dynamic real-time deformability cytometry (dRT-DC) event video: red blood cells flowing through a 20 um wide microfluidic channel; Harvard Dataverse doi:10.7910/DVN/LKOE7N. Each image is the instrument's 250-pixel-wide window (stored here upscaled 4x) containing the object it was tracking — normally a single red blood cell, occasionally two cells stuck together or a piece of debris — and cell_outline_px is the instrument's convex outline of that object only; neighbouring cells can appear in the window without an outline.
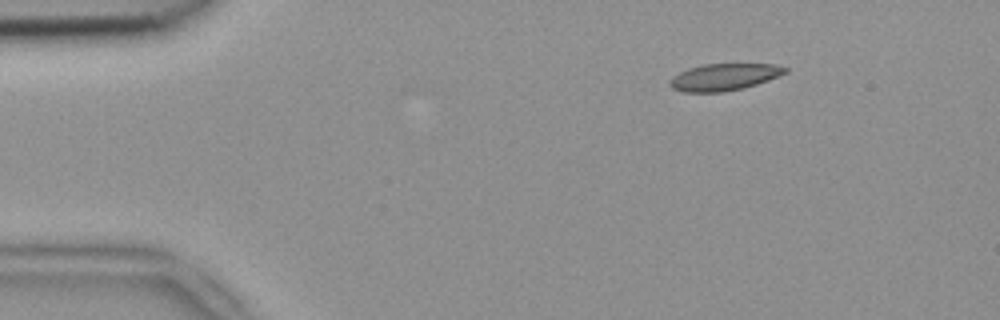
{"species": "common noctule bat (a hibernating species)", "species_latin": "Nyctalus noctula", "temperature_condition": "room temperature", "stored_images_in_passage": 3, "camera_frame_rate_fps": 3000, "um_per_image_px": 0.085, "animal": {"sex": "female", "body_mass_g": 18.4}, "frame": {"image": 1, "passage_image": 1, "time_ms": 0.0, "image_size_px": [1000, 320], "cell_outline_px": [[788, 72], [768, 80], [744, 88], [724, 92], [680, 92], [672, 88], [668, 84], [672, 76], [688, 68], [704, 64], [776, 64], [788, 68]], "centroid_in_image_um": [61.53, 6.55], "position_along_channel_um": 23.5, "area_um2": 18.21}}
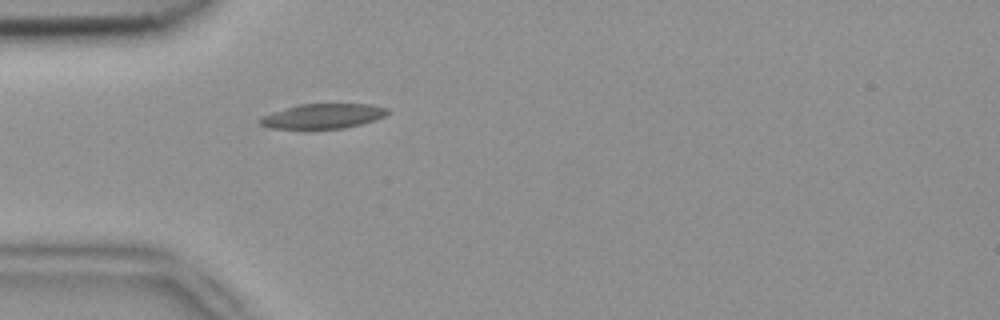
{"frame": {"image": 2, "passage_image": 3, "time_ms": 0.667, "image_size_px": [1000, 320], "cell_outline_px": [[392, 112], [376, 120], [344, 128], [312, 132], [268, 128], [260, 124], [256, 120], [260, 116], [272, 112], [300, 104], [372, 104], [388, 108]], "centroid_in_image_um": [27.39, 9.92], "position_along_channel_um": 57.6, "area_um2": 19.59}}